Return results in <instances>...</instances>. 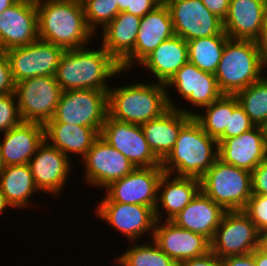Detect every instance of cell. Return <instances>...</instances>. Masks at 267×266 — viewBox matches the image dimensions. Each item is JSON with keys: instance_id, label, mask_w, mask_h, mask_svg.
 <instances>
[{"instance_id": "f907efd6", "label": "cell", "mask_w": 267, "mask_h": 266, "mask_svg": "<svg viewBox=\"0 0 267 266\" xmlns=\"http://www.w3.org/2000/svg\"><path fill=\"white\" fill-rule=\"evenodd\" d=\"M119 12H125L127 8H130V0H117Z\"/></svg>"}, {"instance_id": "f6af8a7d", "label": "cell", "mask_w": 267, "mask_h": 266, "mask_svg": "<svg viewBox=\"0 0 267 266\" xmlns=\"http://www.w3.org/2000/svg\"><path fill=\"white\" fill-rule=\"evenodd\" d=\"M256 42L261 52L262 59L267 66V12L264 18L261 34Z\"/></svg>"}, {"instance_id": "8992f818", "label": "cell", "mask_w": 267, "mask_h": 266, "mask_svg": "<svg viewBox=\"0 0 267 266\" xmlns=\"http://www.w3.org/2000/svg\"><path fill=\"white\" fill-rule=\"evenodd\" d=\"M200 188L226 211H243L252 196L251 172L217 159L200 178Z\"/></svg>"}, {"instance_id": "74e56055", "label": "cell", "mask_w": 267, "mask_h": 266, "mask_svg": "<svg viewBox=\"0 0 267 266\" xmlns=\"http://www.w3.org/2000/svg\"><path fill=\"white\" fill-rule=\"evenodd\" d=\"M254 127L255 124L238 104L233 109V112L229 113V130H225L224 134L217 140V142H222L224 139L240 136Z\"/></svg>"}, {"instance_id": "7bdbcfd3", "label": "cell", "mask_w": 267, "mask_h": 266, "mask_svg": "<svg viewBox=\"0 0 267 266\" xmlns=\"http://www.w3.org/2000/svg\"><path fill=\"white\" fill-rule=\"evenodd\" d=\"M207 9L220 18L222 21L226 18L229 9L230 0H201Z\"/></svg>"}, {"instance_id": "8d00e7d4", "label": "cell", "mask_w": 267, "mask_h": 266, "mask_svg": "<svg viewBox=\"0 0 267 266\" xmlns=\"http://www.w3.org/2000/svg\"><path fill=\"white\" fill-rule=\"evenodd\" d=\"M243 212L261 233L267 231V195L252 194Z\"/></svg>"}, {"instance_id": "5b68a950", "label": "cell", "mask_w": 267, "mask_h": 266, "mask_svg": "<svg viewBox=\"0 0 267 266\" xmlns=\"http://www.w3.org/2000/svg\"><path fill=\"white\" fill-rule=\"evenodd\" d=\"M256 41L228 39L215 72L224 95H235L257 82L266 70Z\"/></svg>"}, {"instance_id": "d6986e66", "label": "cell", "mask_w": 267, "mask_h": 266, "mask_svg": "<svg viewBox=\"0 0 267 266\" xmlns=\"http://www.w3.org/2000/svg\"><path fill=\"white\" fill-rule=\"evenodd\" d=\"M175 35L173 22L166 5H159L141 18L134 50L120 63L124 72L147 57L163 41Z\"/></svg>"}, {"instance_id": "ac0fdd59", "label": "cell", "mask_w": 267, "mask_h": 266, "mask_svg": "<svg viewBox=\"0 0 267 266\" xmlns=\"http://www.w3.org/2000/svg\"><path fill=\"white\" fill-rule=\"evenodd\" d=\"M36 0H18L0 14V51L37 41Z\"/></svg>"}, {"instance_id": "db71d44e", "label": "cell", "mask_w": 267, "mask_h": 266, "mask_svg": "<svg viewBox=\"0 0 267 266\" xmlns=\"http://www.w3.org/2000/svg\"><path fill=\"white\" fill-rule=\"evenodd\" d=\"M3 169H4V165H3V162H2L1 152H0V175H1L2 171H3Z\"/></svg>"}, {"instance_id": "d4e9b609", "label": "cell", "mask_w": 267, "mask_h": 266, "mask_svg": "<svg viewBox=\"0 0 267 266\" xmlns=\"http://www.w3.org/2000/svg\"><path fill=\"white\" fill-rule=\"evenodd\" d=\"M227 211L201 190L172 220L176 226L201 234L209 241Z\"/></svg>"}, {"instance_id": "52a82bcc", "label": "cell", "mask_w": 267, "mask_h": 266, "mask_svg": "<svg viewBox=\"0 0 267 266\" xmlns=\"http://www.w3.org/2000/svg\"><path fill=\"white\" fill-rule=\"evenodd\" d=\"M108 115V91L79 89L62 91L55 113L47 122L95 128L99 133Z\"/></svg>"}, {"instance_id": "f546056e", "label": "cell", "mask_w": 267, "mask_h": 266, "mask_svg": "<svg viewBox=\"0 0 267 266\" xmlns=\"http://www.w3.org/2000/svg\"><path fill=\"white\" fill-rule=\"evenodd\" d=\"M0 189L10 207L18 210L29 207L30 198L40 192L28 164L4 167L0 175Z\"/></svg>"}, {"instance_id": "8fae6325", "label": "cell", "mask_w": 267, "mask_h": 266, "mask_svg": "<svg viewBox=\"0 0 267 266\" xmlns=\"http://www.w3.org/2000/svg\"><path fill=\"white\" fill-rule=\"evenodd\" d=\"M65 49L42 40L6 51L15 83L26 78L55 76Z\"/></svg>"}, {"instance_id": "f35d334b", "label": "cell", "mask_w": 267, "mask_h": 266, "mask_svg": "<svg viewBox=\"0 0 267 266\" xmlns=\"http://www.w3.org/2000/svg\"><path fill=\"white\" fill-rule=\"evenodd\" d=\"M15 81L5 51H0V96L15 92Z\"/></svg>"}, {"instance_id": "7dc6e473", "label": "cell", "mask_w": 267, "mask_h": 266, "mask_svg": "<svg viewBox=\"0 0 267 266\" xmlns=\"http://www.w3.org/2000/svg\"><path fill=\"white\" fill-rule=\"evenodd\" d=\"M259 248L267 254V231L261 233Z\"/></svg>"}, {"instance_id": "4316f807", "label": "cell", "mask_w": 267, "mask_h": 266, "mask_svg": "<svg viewBox=\"0 0 267 266\" xmlns=\"http://www.w3.org/2000/svg\"><path fill=\"white\" fill-rule=\"evenodd\" d=\"M189 61L188 44L180 36L163 41L139 64L154 74L156 82L166 84Z\"/></svg>"}, {"instance_id": "d590c367", "label": "cell", "mask_w": 267, "mask_h": 266, "mask_svg": "<svg viewBox=\"0 0 267 266\" xmlns=\"http://www.w3.org/2000/svg\"><path fill=\"white\" fill-rule=\"evenodd\" d=\"M21 122L15 92L0 96V132H7Z\"/></svg>"}, {"instance_id": "7c38bea8", "label": "cell", "mask_w": 267, "mask_h": 266, "mask_svg": "<svg viewBox=\"0 0 267 266\" xmlns=\"http://www.w3.org/2000/svg\"><path fill=\"white\" fill-rule=\"evenodd\" d=\"M100 137L136 167L161 166L145 139L141 125L121 122L107 115Z\"/></svg>"}, {"instance_id": "484cf974", "label": "cell", "mask_w": 267, "mask_h": 266, "mask_svg": "<svg viewBox=\"0 0 267 266\" xmlns=\"http://www.w3.org/2000/svg\"><path fill=\"white\" fill-rule=\"evenodd\" d=\"M200 190V179L164 173L158 186V199L155 208L156 220L162 221L163 213L160 210H163L165 214L164 221L172 220L193 200Z\"/></svg>"}, {"instance_id": "816d5d0a", "label": "cell", "mask_w": 267, "mask_h": 266, "mask_svg": "<svg viewBox=\"0 0 267 266\" xmlns=\"http://www.w3.org/2000/svg\"><path fill=\"white\" fill-rule=\"evenodd\" d=\"M259 127L261 129L263 140H264L265 145L267 147V120L265 122H263Z\"/></svg>"}, {"instance_id": "ab89813d", "label": "cell", "mask_w": 267, "mask_h": 266, "mask_svg": "<svg viewBox=\"0 0 267 266\" xmlns=\"http://www.w3.org/2000/svg\"><path fill=\"white\" fill-rule=\"evenodd\" d=\"M251 181L252 194L267 195V160L251 172Z\"/></svg>"}, {"instance_id": "3957f363", "label": "cell", "mask_w": 267, "mask_h": 266, "mask_svg": "<svg viewBox=\"0 0 267 266\" xmlns=\"http://www.w3.org/2000/svg\"><path fill=\"white\" fill-rule=\"evenodd\" d=\"M218 159V142L192 117L180 130L172 151L161 162L165 173L200 179Z\"/></svg>"}, {"instance_id": "4dcf8cb0", "label": "cell", "mask_w": 267, "mask_h": 266, "mask_svg": "<svg viewBox=\"0 0 267 266\" xmlns=\"http://www.w3.org/2000/svg\"><path fill=\"white\" fill-rule=\"evenodd\" d=\"M238 104L235 95H223L210 105L203 107V113L191 109V116L210 137L218 140L225 130H229V113H232Z\"/></svg>"}, {"instance_id": "603a6c76", "label": "cell", "mask_w": 267, "mask_h": 266, "mask_svg": "<svg viewBox=\"0 0 267 266\" xmlns=\"http://www.w3.org/2000/svg\"><path fill=\"white\" fill-rule=\"evenodd\" d=\"M182 108H169L158 118L141 125L150 149L161 162L172 151L181 128L193 117L188 108Z\"/></svg>"}, {"instance_id": "44dd1931", "label": "cell", "mask_w": 267, "mask_h": 266, "mask_svg": "<svg viewBox=\"0 0 267 266\" xmlns=\"http://www.w3.org/2000/svg\"><path fill=\"white\" fill-rule=\"evenodd\" d=\"M218 159L252 172L267 160V147L260 127L255 126L240 136L218 142Z\"/></svg>"}, {"instance_id": "bcb514c9", "label": "cell", "mask_w": 267, "mask_h": 266, "mask_svg": "<svg viewBox=\"0 0 267 266\" xmlns=\"http://www.w3.org/2000/svg\"><path fill=\"white\" fill-rule=\"evenodd\" d=\"M252 255L254 257L256 266H267V254L260 248H256L252 252Z\"/></svg>"}, {"instance_id": "4fadbf2b", "label": "cell", "mask_w": 267, "mask_h": 266, "mask_svg": "<svg viewBox=\"0 0 267 266\" xmlns=\"http://www.w3.org/2000/svg\"><path fill=\"white\" fill-rule=\"evenodd\" d=\"M96 208L95 214L98 218L122 233L131 244L140 240L146 232L150 233L149 237H153L157 220L152 207L120 202H98Z\"/></svg>"}, {"instance_id": "836d02e7", "label": "cell", "mask_w": 267, "mask_h": 266, "mask_svg": "<svg viewBox=\"0 0 267 266\" xmlns=\"http://www.w3.org/2000/svg\"><path fill=\"white\" fill-rule=\"evenodd\" d=\"M263 76L253 84L235 94L239 105L249 116L255 126L267 120V76Z\"/></svg>"}, {"instance_id": "cb8c5ba5", "label": "cell", "mask_w": 267, "mask_h": 266, "mask_svg": "<svg viewBox=\"0 0 267 266\" xmlns=\"http://www.w3.org/2000/svg\"><path fill=\"white\" fill-rule=\"evenodd\" d=\"M2 135L0 152L4 167L28 164L44 141V124L21 122Z\"/></svg>"}, {"instance_id": "681fc988", "label": "cell", "mask_w": 267, "mask_h": 266, "mask_svg": "<svg viewBox=\"0 0 267 266\" xmlns=\"http://www.w3.org/2000/svg\"><path fill=\"white\" fill-rule=\"evenodd\" d=\"M8 207V208H7ZM11 208L10 205L7 203L6 199H5V196L3 195V193L1 192V189H0V214H3V212L6 210Z\"/></svg>"}, {"instance_id": "ba28073f", "label": "cell", "mask_w": 267, "mask_h": 266, "mask_svg": "<svg viewBox=\"0 0 267 266\" xmlns=\"http://www.w3.org/2000/svg\"><path fill=\"white\" fill-rule=\"evenodd\" d=\"M61 92L55 76H37L17 82L15 95L22 122L45 124L51 120Z\"/></svg>"}, {"instance_id": "30bf717a", "label": "cell", "mask_w": 267, "mask_h": 266, "mask_svg": "<svg viewBox=\"0 0 267 266\" xmlns=\"http://www.w3.org/2000/svg\"><path fill=\"white\" fill-rule=\"evenodd\" d=\"M164 173L162 166L136 167L131 173L105 187L106 196L99 202L140 204L155 210L158 186Z\"/></svg>"}, {"instance_id": "f5cc1de1", "label": "cell", "mask_w": 267, "mask_h": 266, "mask_svg": "<svg viewBox=\"0 0 267 266\" xmlns=\"http://www.w3.org/2000/svg\"><path fill=\"white\" fill-rule=\"evenodd\" d=\"M158 5H167L171 0H155Z\"/></svg>"}, {"instance_id": "ffe728a7", "label": "cell", "mask_w": 267, "mask_h": 266, "mask_svg": "<svg viewBox=\"0 0 267 266\" xmlns=\"http://www.w3.org/2000/svg\"><path fill=\"white\" fill-rule=\"evenodd\" d=\"M162 221H156L150 240L152 239L178 265L185 260L206 255L210 251V241L203 235L180 228L171 221Z\"/></svg>"}, {"instance_id": "7a4b0ae2", "label": "cell", "mask_w": 267, "mask_h": 266, "mask_svg": "<svg viewBox=\"0 0 267 266\" xmlns=\"http://www.w3.org/2000/svg\"><path fill=\"white\" fill-rule=\"evenodd\" d=\"M124 74L120 64L102 47L65 50L55 77L62 91L95 89L109 91L108 79ZM109 83V84H108Z\"/></svg>"}, {"instance_id": "6da1fadb", "label": "cell", "mask_w": 267, "mask_h": 266, "mask_svg": "<svg viewBox=\"0 0 267 266\" xmlns=\"http://www.w3.org/2000/svg\"><path fill=\"white\" fill-rule=\"evenodd\" d=\"M36 7L39 40L70 50L86 47L95 36L81 0H36Z\"/></svg>"}, {"instance_id": "277c9868", "label": "cell", "mask_w": 267, "mask_h": 266, "mask_svg": "<svg viewBox=\"0 0 267 266\" xmlns=\"http://www.w3.org/2000/svg\"><path fill=\"white\" fill-rule=\"evenodd\" d=\"M168 109L166 85L161 82H131L108 91V115L117 121L142 125Z\"/></svg>"}, {"instance_id": "60d3db41", "label": "cell", "mask_w": 267, "mask_h": 266, "mask_svg": "<svg viewBox=\"0 0 267 266\" xmlns=\"http://www.w3.org/2000/svg\"><path fill=\"white\" fill-rule=\"evenodd\" d=\"M158 6L155 0H130V8L125 12L142 18Z\"/></svg>"}, {"instance_id": "9c48e42d", "label": "cell", "mask_w": 267, "mask_h": 266, "mask_svg": "<svg viewBox=\"0 0 267 266\" xmlns=\"http://www.w3.org/2000/svg\"><path fill=\"white\" fill-rule=\"evenodd\" d=\"M261 232L243 211H227L210 241V251L221 259L252 253Z\"/></svg>"}, {"instance_id": "9a60e30c", "label": "cell", "mask_w": 267, "mask_h": 266, "mask_svg": "<svg viewBox=\"0 0 267 266\" xmlns=\"http://www.w3.org/2000/svg\"><path fill=\"white\" fill-rule=\"evenodd\" d=\"M84 181L87 185L105 188L111 182L131 173L135 167L123 154L109 145L100 136L82 158Z\"/></svg>"}, {"instance_id": "1f68e13d", "label": "cell", "mask_w": 267, "mask_h": 266, "mask_svg": "<svg viewBox=\"0 0 267 266\" xmlns=\"http://www.w3.org/2000/svg\"><path fill=\"white\" fill-rule=\"evenodd\" d=\"M228 39L229 37L223 31L219 35L187 41L189 62L202 71L215 74Z\"/></svg>"}, {"instance_id": "c3c4849f", "label": "cell", "mask_w": 267, "mask_h": 266, "mask_svg": "<svg viewBox=\"0 0 267 266\" xmlns=\"http://www.w3.org/2000/svg\"><path fill=\"white\" fill-rule=\"evenodd\" d=\"M18 0H0V14L7 8L11 7Z\"/></svg>"}, {"instance_id": "5bb4252c", "label": "cell", "mask_w": 267, "mask_h": 266, "mask_svg": "<svg viewBox=\"0 0 267 266\" xmlns=\"http://www.w3.org/2000/svg\"><path fill=\"white\" fill-rule=\"evenodd\" d=\"M175 35L185 41L221 34L223 21L201 0H171L167 5Z\"/></svg>"}, {"instance_id": "ee69618b", "label": "cell", "mask_w": 267, "mask_h": 266, "mask_svg": "<svg viewBox=\"0 0 267 266\" xmlns=\"http://www.w3.org/2000/svg\"><path fill=\"white\" fill-rule=\"evenodd\" d=\"M223 266H256L252 253L228 256L222 259Z\"/></svg>"}, {"instance_id": "f1b7e54d", "label": "cell", "mask_w": 267, "mask_h": 266, "mask_svg": "<svg viewBox=\"0 0 267 266\" xmlns=\"http://www.w3.org/2000/svg\"><path fill=\"white\" fill-rule=\"evenodd\" d=\"M141 17L120 12L102 30L101 46L120 64L135 47ZM103 39V40H102Z\"/></svg>"}, {"instance_id": "83f0119b", "label": "cell", "mask_w": 267, "mask_h": 266, "mask_svg": "<svg viewBox=\"0 0 267 266\" xmlns=\"http://www.w3.org/2000/svg\"><path fill=\"white\" fill-rule=\"evenodd\" d=\"M99 136L100 133L91 127L60 122H46L44 124V139L68 158H71L69 153L71 155L76 153L82 159Z\"/></svg>"}, {"instance_id": "b9f144b4", "label": "cell", "mask_w": 267, "mask_h": 266, "mask_svg": "<svg viewBox=\"0 0 267 266\" xmlns=\"http://www.w3.org/2000/svg\"><path fill=\"white\" fill-rule=\"evenodd\" d=\"M178 266H223V262L220 257L209 251L201 257L185 260Z\"/></svg>"}, {"instance_id": "e575fe53", "label": "cell", "mask_w": 267, "mask_h": 266, "mask_svg": "<svg viewBox=\"0 0 267 266\" xmlns=\"http://www.w3.org/2000/svg\"><path fill=\"white\" fill-rule=\"evenodd\" d=\"M81 1L84 7L87 25L95 35H98L96 29H99L100 27L101 29H103L120 13L117 5V0Z\"/></svg>"}, {"instance_id": "e0dca14e", "label": "cell", "mask_w": 267, "mask_h": 266, "mask_svg": "<svg viewBox=\"0 0 267 266\" xmlns=\"http://www.w3.org/2000/svg\"><path fill=\"white\" fill-rule=\"evenodd\" d=\"M35 185L42 193L58 195L63 193L67 178L74 167L72 161L45 139L28 162Z\"/></svg>"}, {"instance_id": "d6a6232c", "label": "cell", "mask_w": 267, "mask_h": 266, "mask_svg": "<svg viewBox=\"0 0 267 266\" xmlns=\"http://www.w3.org/2000/svg\"><path fill=\"white\" fill-rule=\"evenodd\" d=\"M145 241L133 244L121 255L115 257V264L120 266H178V264L163 252L157 244Z\"/></svg>"}, {"instance_id": "2e32d148", "label": "cell", "mask_w": 267, "mask_h": 266, "mask_svg": "<svg viewBox=\"0 0 267 266\" xmlns=\"http://www.w3.org/2000/svg\"><path fill=\"white\" fill-rule=\"evenodd\" d=\"M167 89V101L169 108H177L169 96L171 87L187 103H191L195 108H203L221 98L224 94L219 89L216 77L213 73L200 70L191 62H186L165 84Z\"/></svg>"}, {"instance_id": "7402d4cb", "label": "cell", "mask_w": 267, "mask_h": 266, "mask_svg": "<svg viewBox=\"0 0 267 266\" xmlns=\"http://www.w3.org/2000/svg\"><path fill=\"white\" fill-rule=\"evenodd\" d=\"M267 12V0H230L223 30L230 39L257 41Z\"/></svg>"}]
</instances>
